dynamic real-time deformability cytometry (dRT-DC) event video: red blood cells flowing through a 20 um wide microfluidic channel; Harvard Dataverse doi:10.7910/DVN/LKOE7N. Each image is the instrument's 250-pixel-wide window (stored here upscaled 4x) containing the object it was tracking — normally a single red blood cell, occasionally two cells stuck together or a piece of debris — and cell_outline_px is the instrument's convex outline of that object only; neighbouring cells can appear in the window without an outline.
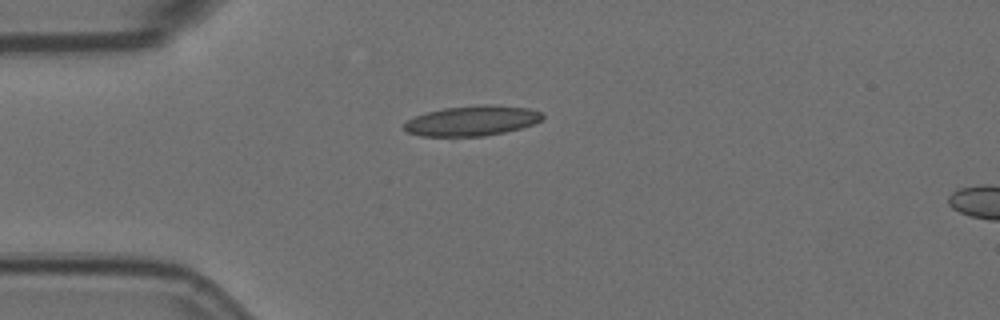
{"species": "Egyptian fruit bat (a non-hibernating species)", "species_latin": "Rousettus aegyptiacus", "temperature_condition": "room temperature", "stored_images_in_passage": 1, "camera_frame_rate_fps": 3000, "um_per_image_px": 0.085, "animal": {"sex": "female"}, "frame": {"image": 1, "passage_image": 1, "time_ms": 0.0, "image_size_px": [1000, 320], "cell_outline_px": [[544, 120], [520, 128], [504, 132], [484, 136], [452, 140], [420, 136], [408, 132], [404, 128], [404, 124], [408, 120], [416, 116], [428, 112], [444, 108], [484, 104], [528, 108], [540, 112], [544, 116]], "centroid_in_image_um": [40.07, 10.32], "position_along_channel_um": 44.9, "area_um2": 24.97}}